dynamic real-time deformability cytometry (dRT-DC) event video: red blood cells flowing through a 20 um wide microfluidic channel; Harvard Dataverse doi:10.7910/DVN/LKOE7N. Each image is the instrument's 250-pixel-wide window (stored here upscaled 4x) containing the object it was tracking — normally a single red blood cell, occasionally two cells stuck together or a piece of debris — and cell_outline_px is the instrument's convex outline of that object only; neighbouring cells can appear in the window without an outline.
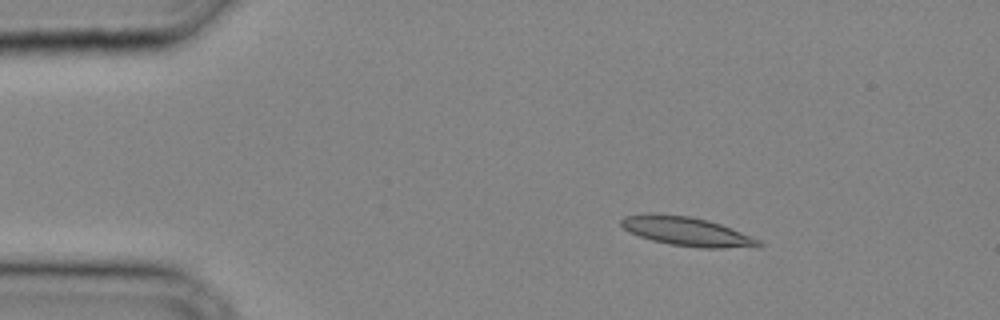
{"species": "common noctule bat (a hibernating species)", "species_latin": "Nyctalus noctula", "temperature_condition": "cold", "stored_images_in_passage": 32, "camera_frame_rate_fps": 3000, "um_per_image_px": 0.085, "animal": {"sex": "male", "body_mass_g": 20.4}, "frame": {"image": 1, "passage_image": 5, "time_ms": 1.333, "image_size_px": [1000, 320], "cell_outline_px": [[764, 244], [760, 248], [700, 248], [672, 244], [652, 240], [628, 232], [620, 224], [620, 220], [624, 216], [648, 212], [688, 216], [708, 220], [720, 224], [760, 240]], "centroid_in_image_um": [58.39, 19.67], "position_along_channel_um": 26.6, "area_um2": 23.41}}
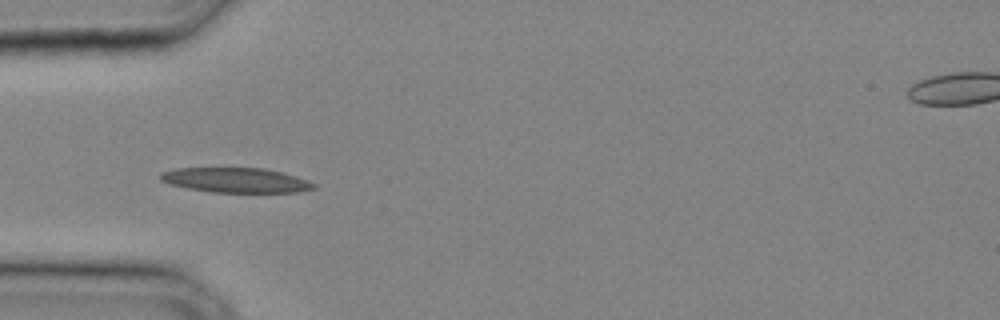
{"frame": {"image": 2, "passage_image": 10, "time_ms": 3.0, "image_size_px": [1000, 320], "cell_outline_px": [[316, 188], [300, 192], [212, 192], [188, 188], [172, 184], [160, 180], [160, 172], [176, 168], [264, 168], [296, 176], [308, 180], [316, 184]], "centroid_in_image_um": [20.07, 15.31], "position_along_channel_um": 64.9, "area_um2": 22.08}}
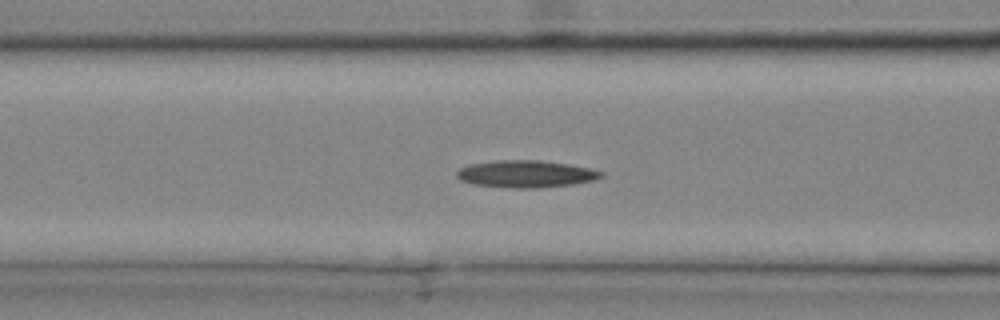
{"frame": {"image": 3, "passage_image": 13, "time_ms": 4.0, "image_size_px": [1000, 320], "cell_outline_px": [[604, 176], [596, 180], [572, 184], [540, 188], [516, 188], [472, 184], [460, 180], [456, 176], [456, 172], [460, 168], [468, 164], [496, 160], [540, 160], [568, 164], [592, 168], [604, 172]], "centroid_in_image_um": [44.72, 14.78], "position_along_channel_um": 121.9, "area_um2": 23.06}}